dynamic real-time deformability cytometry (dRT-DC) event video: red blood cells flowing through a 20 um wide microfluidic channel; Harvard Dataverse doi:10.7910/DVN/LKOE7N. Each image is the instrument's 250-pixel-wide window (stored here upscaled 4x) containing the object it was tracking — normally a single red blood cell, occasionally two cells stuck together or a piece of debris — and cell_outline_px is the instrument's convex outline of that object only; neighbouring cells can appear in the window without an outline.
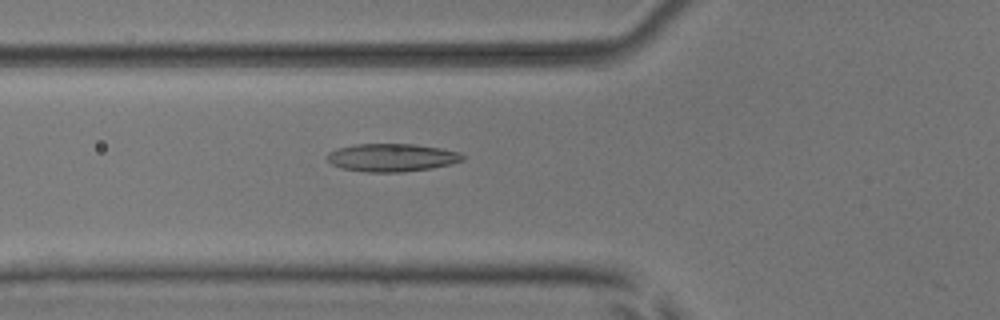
{"species": "common noctule bat (a hibernating species)", "species_latin": "Nyctalus noctula", "temperature_condition": "room temperature", "stored_images_in_passage": 12, "camera_frame_rate_fps": 3000, "um_per_image_px": 0.085, "animal": {"sex": "male", "body_mass_g": 17.9, "forearm_length_mm": 54.2}, "frame": {"image": 1, "passage_image": 11, "time_ms": 3.333, "image_size_px": [1000, 320], "cell_outline_px": [[464, 160], [452, 164], [404, 172], [364, 172], [340, 168], [332, 164], [324, 156], [328, 152], [336, 148], [356, 144], [416, 144], [440, 148], [460, 152], [464, 156]], "centroid_in_image_um": [33.27, 13.39], "position_along_channel_um": 92.5, "area_um2": 22.25}}